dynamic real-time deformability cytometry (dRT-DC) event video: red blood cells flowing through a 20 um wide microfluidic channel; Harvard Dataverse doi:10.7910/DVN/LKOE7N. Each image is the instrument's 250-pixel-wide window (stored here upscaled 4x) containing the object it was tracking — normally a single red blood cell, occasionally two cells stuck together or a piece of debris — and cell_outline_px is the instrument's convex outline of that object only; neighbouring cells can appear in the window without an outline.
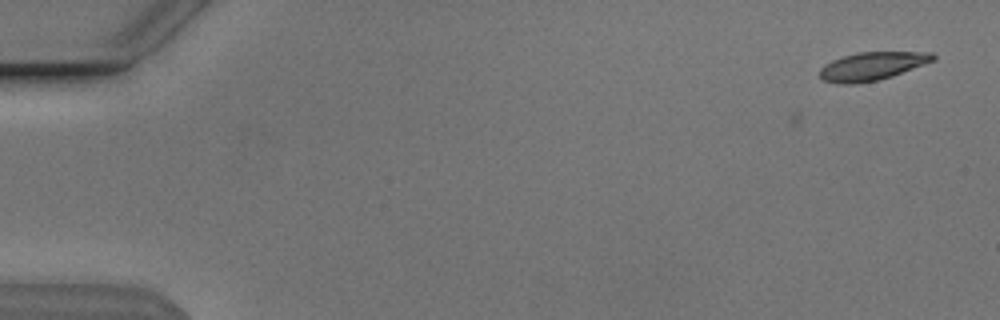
{"species": "Egyptian fruit bat (a non-hibernating species)", "species_latin": "Rousettus aegyptiacus", "temperature_condition": "cold", "stored_images_in_passage": 5, "camera_frame_rate_fps": 3000, "um_per_image_px": 0.085, "animal": {"sex": "male"}, "frame": {"image": 1, "passage_image": 1, "time_ms": 0.0, "image_size_px": [1000, 320], "cell_outline_px": [[936, 60], [892, 76], [876, 80], [852, 84], [840, 84], [824, 80], [820, 76], [820, 68], [824, 64], [832, 60], [856, 52], [932, 52], [936, 56]], "centroid_in_image_um": [74.14, 5.61], "position_along_channel_um": 10.9, "area_um2": 18.55}}